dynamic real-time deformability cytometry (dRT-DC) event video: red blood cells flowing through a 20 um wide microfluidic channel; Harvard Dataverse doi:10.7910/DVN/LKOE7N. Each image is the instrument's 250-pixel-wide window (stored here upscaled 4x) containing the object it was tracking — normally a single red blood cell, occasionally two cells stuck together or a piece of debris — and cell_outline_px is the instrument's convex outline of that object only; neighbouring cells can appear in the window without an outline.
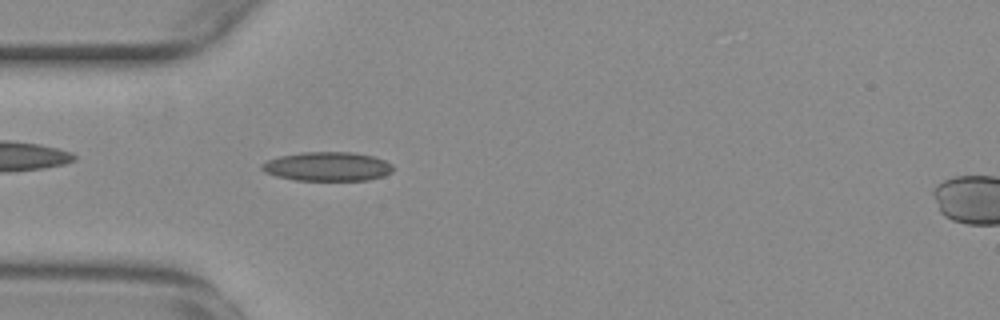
{"species": "common noctule bat (a hibernating species)", "species_latin": "Nyctalus noctula", "temperature_condition": "warm", "stored_images_in_passage": 38, "camera_frame_rate_fps": 3000, "um_per_image_px": 0.085, "animal": {"sex": "female", "body_mass_g": 29.2, "forearm_length_mm": 56.3}, "frame": {"image": 1, "passage_image": 3, "time_ms": 0.667, "image_size_px": [1000, 320], "cell_outline_px": [[392, 172], [384, 176], [368, 180], [292, 180], [276, 176], [264, 172], [260, 168], [260, 164], [268, 160], [280, 156], [300, 152], [352, 152], [372, 156], [384, 160], [392, 164]], "centroid_in_image_um": [27.8, 14.15], "position_along_channel_um": 57.2, "area_um2": 22.31}}
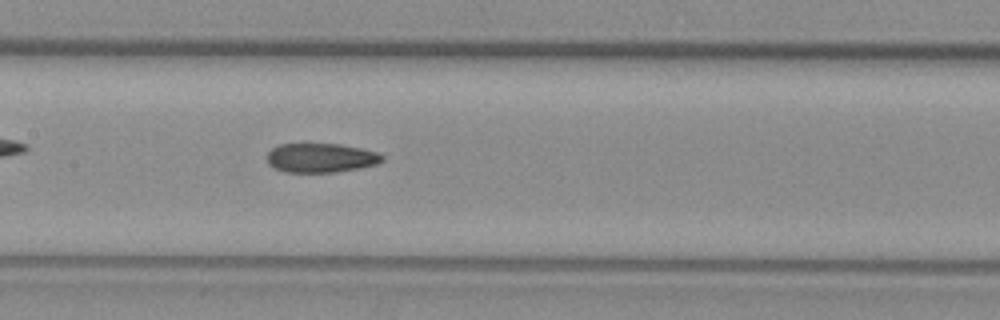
{"frame": {"image": 2, "passage_image": 13, "time_ms": 4.0, "image_size_px": [1000, 320], "cell_outline_px": [[384, 160], [376, 164], [360, 168], [336, 172], [284, 172], [268, 164], [268, 152], [272, 148], [280, 144], [340, 144], [360, 148], [376, 152], [384, 156]], "centroid_in_image_um": [27.28, 13.42], "position_along_channel_um": 180.1, "area_um2": 19.54}}
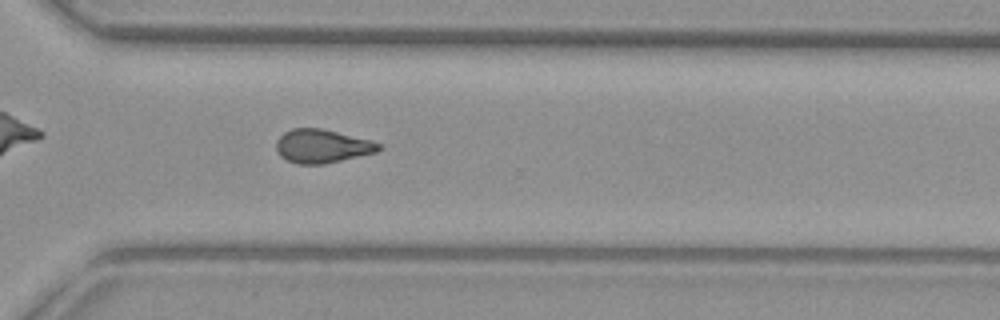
{"frame": {"image": 3, "passage_image": 26, "time_ms": 8.333, "image_size_px": [1000, 320], "cell_outline_px": [[384, 148], [376, 152], [324, 164], [296, 164], [280, 156], [276, 148], [276, 140], [284, 132], [292, 128], [324, 128], [368, 140], [380, 144]], "centroid_in_image_um": [27.36, 12.42], "position_along_channel_um": 343.2, "area_um2": 20.0}, "authors_computed_cell_mechanics": {"area_um2": 20.1722, "velocity_mm_per_s": 3.7761, "shape_relaxation_time_tau1_ms": null, "shape_relaxation_time_tau2_ms": 4.0105, "deformation_change_tau1": null, "deformation_change_tau2": 0.1066}}